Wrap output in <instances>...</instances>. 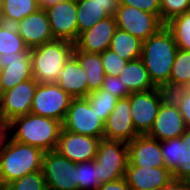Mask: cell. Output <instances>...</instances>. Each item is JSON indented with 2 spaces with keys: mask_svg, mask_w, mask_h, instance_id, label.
I'll return each mask as SVG.
<instances>
[{
  "mask_svg": "<svg viewBox=\"0 0 190 190\" xmlns=\"http://www.w3.org/2000/svg\"><path fill=\"white\" fill-rule=\"evenodd\" d=\"M167 96L168 92L159 87L130 94L131 117L140 135L150 131L159 108Z\"/></svg>",
  "mask_w": 190,
  "mask_h": 190,
  "instance_id": "obj_8",
  "label": "cell"
},
{
  "mask_svg": "<svg viewBox=\"0 0 190 190\" xmlns=\"http://www.w3.org/2000/svg\"><path fill=\"white\" fill-rule=\"evenodd\" d=\"M190 86V51L178 49L169 78V93Z\"/></svg>",
  "mask_w": 190,
  "mask_h": 190,
  "instance_id": "obj_25",
  "label": "cell"
},
{
  "mask_svg": "<svg viewBox=\"0 0 190 190\" xmlns=\"http://www.w3.org/2000/svg\"><path fill=\"white\" fill-rule=\"evenodd\" d=\"M165 26L171 31L178 49L190 51V11L171 18Z\"/></svg>",
  "mask_w": 190,
  "mask_h": 190,
  "instance_id": "obj_29",
  "label": "cell"
},
{
  "mask_svg": "<svg viewBox=\"0 0 190 190\" xmlns=\"http://www.w3.org/2000/svg\"><path fill=\"white\" fill-rule=\"evenodd\" d=\"M38 10L37 0H2L0 11L4 23L15 25L26 16Z\"/></svg>",
  "mask_w": 190,
  "mask_h": 190,
  "instance_id": "obj_26",
  "label": "cell"
},
{
  "mask_svg": "<svg viewBox=\"0 0 190 190\" xmlns=\"http://www.w3.org/2000/svg\"><path fill=\"white\" fill-rule=\"evenodd\" d=\"M124 178L130 190H157L165 186L173 175L166 167L127 166Z\"/></svg>",
  "mask_w": 190,
  "mask_h": 190,
  "instance_id": "obj_20",
  "label": "cell"
},
{
  "mask_svg": "<svg viewBox=\"0 0 190 190\" xmlns=\"http://www.w3.org/2000/svg\"><path fill=\"white\" fill-rule=\"evenodd\" d=\"M37 1L39 9L46 10L47 8L65 0H37Z\"/></svg>",
  "mask_w": 190,
  "mask_h": 190,
  "instance_id": "obj_44",
  "label": "cell"
},
{
  "mask_svg": "<svg viewBox=\"0 0 190 190\" xmlns=\"http://www.w3.org/2000/svg\"><path fill=\"white\" fill-rule=\"evenodd\" d=\"M62 123L56 119L29 113L10 121V137L23 144L31 145L44 152L54 151L59 139Z\"/></svg>",
  "mask_w": 190,
  "mask_h": 190,
  "instance_id": "obj_2",
  "label": "cell"
},
{
  "mask_svg": "<svg viewBox=\"0 0 190 190\" xmlns=\"http://www.w3.org/2000/svg\"><path fill=\"white\" fill-rule=\"evenodd\" d=\"M160 142L165 167L173 173L181 163H185L187 145L181 137Z\"/></svg>",
  "mask_w": 190,
  "mask_h": 190,
  "instance_id": "obj_28",
  "label": "cell"
},
{
  "mask_svg": "<svg viewBox=\"0 0 190 190\" xmlns=\"http://www.w3.org/2000/svg\"><path fill=\"white\" fill-rule=\"evenodd\" d=\"M8 190H47L42 170L24 175L7 185Z\"/></svg>",
  "mask_w": 190,
  "mask_h": 190,
  "instance_id": "obj_33",
  "label": "cell"
},
{
  "mask_svg": "<svg viewBox=\"0 0 190 190\" xmlns=\"http://www.w3.org/2000/svg\"><path fill=\"white\" fill-rule=\"evenodd\" d=\"M100 54L105 75L118 76L128 63L127 60L122 59L117 53L110 49H106Z\"/></svg>",
  "mask_w": 190,
  "mask_h": 190,
  "instance_id": "obj_35",
  "label": "cell"
},
{
  "mask_svg": "<svg viewBox=\"0 0 190 190\" xmlns=\"http://www.w3.org/2000/svg\"><path fill=\"white\" fill-rule=\"evenodd\" d=\"M86 98L104 123L119 100L116 96L102 89L90 92Z\"/></svg>",
  "mask_w": 190,
  "mask_h": 190,
  "instance_id": "obj_31",
  "label": "cell"
},
{
  "mask_svg": "<svg viewBox=\"0 0 190 190\" xmlns=\"http://www.w3.org/2000/svg\"><path fill=\"white\" fill-rule=\"evenodd\" d=\"M3 93H4V90H3L2 82H1V69H0V100L2 98Z\"/></svg>",
  "mask_w": 190,
  "mask_h": 190,
  "instance_id": "obj_45",
  "label": "cell"
},
{
  "mask_svg": "<svg viewBox=\"0 0 190 190\" xmlns=\"http://www.w3.org/2000/svg\"><path fill=\"white\" fill-rule=\"evenodd\" d=\"M178 46L171 31L164 25L142 42L140 59L152 83L169 93V78Z\"/></svg>",
  "mask_w": 190,
  "mask_h": 190,
  "instance_id": "obj_1",
  "label": "cell"
},
{
  "mask_svg": "<svg viewBox=\"0 0 190 190\" xmlns=\"http://www.w3.org/2000/svg\"><path fill=\"white\" fill-rule=\"evenodd\" d=\"M45 152L9 137L0 148V184L8 185L24 175L42 170Z\"/></svg>",
  "mask_w": 190,
  "mask_h": 190,
  "instance_id": "obj_3",
  "label": "cell"
},
{
  "mask_svg": "<svg viewBox=\"0 0 190 190\" xmlns=\"http://www.w3.org/2000/svg\"><path fill=\"white\" fill-rule=\"evenodd\" d=\"M157 190H190V181L172 178L165 186Z\"/></svg>",
  "mask_w": 190,
  "mask_h": 190,
  "instance_id": "obj_40",
  "label": "cell"
},
{
  "mask_svg": "<svg viewBox=\"0 0 190 190\" xmlns=\"http://www.w3.org/2000/svg\"><path fill=\"white\" fill-rule=\"evenodd\" d=\"M118 78L121 80L122 84L127 86L131 93L156 88L140 58L129 61L118 75Z\"/></svg>",
  "mask_w": 190,
  "mask_h": 190,
  "instance_id": "obj_22",
  "label": "cell"
},
{
  "mask_svg": "<svg viewBox=\"0 0 190 190\" xmlns=\"http://www.w3.org/2000/svg\"><path fill=\"white\" fill-rule=\"evenodd\" d=\"M120 5L135 7L155 14L160 19L161 0H120Z\"/></svg>",
  "mask_w": 190,
  "mask_h": 190,
  "instance_id": "obj_39",
  "label": "cell"
},
{
  "mask_svg": "<svg viewBox=\"0 0 190 190\" xmlns=\"http://www.w3.org/2000/svg\"><path fill=\"white\" fill-rule=\"evenodd\" d=\"M101 184L124 177L128 164L127 143L120 140L101 139L95 156Z\"/></svg>",
  "mask_w": 190,
  "mask_h": 190,
  "instance_id": "obj_5",
  "label": "cell"
},
{
  "mask_svg": "<svg viewBox=\"0 0 190 190\" xmlns=\"http://www.w3.org/2000/svg\"><path fill=\"white\" fill-rule=\"evenodd\" d=\"M19 52H30V48L25 45L14 25L3 23L0 25V55Z\"/></svg>",
  "mask_w": 190,
  "mask_h": 190,
  "instance_id": "obj_30",
  "label": "cell"
},
{
  "mask_svg": "<svg viewBox=\"0 0 190 190\" xmlns=\"http://www.w3.org/2000/svg\"><path fill=\"white\" fill-rule=\"evenodd\" d=\"M42 172L47 190H78L76 163L55 150L45 152Z\"/></svg>",
  "mask_w": 190,
  "mask_h": 190,
  "instance_id": "obj_9",
  "label": "cell"
},
{
  "mask_svg": "<svg viewBox=\"0 0 190 190\" xmlns=\"http://www.w3.org/2000/svg\"><path fill=\"white\" fill-rule=\"evenodd\" d=\"M78 190H97L101 183L95 160L76 164Z\"/></svg>",
  "mask_w": 190,
  "mask_h": 190,
  "instance_id": "obj_32",
  "label": "cell"
},
{
  "mask_svg": "<svg viewBox=\"0 0 190 190\" xmlns=\"http://www.w3.org/2000/svg\"><path fill=\"white\" fill-rule=\"evenodd\" d=\"M106 17L103 7L94 0H77L78 36Z\"/></svg>",
  "mask_w": 190,
  "mask_h": 190,
  "instance_id": "obj_27",
  "label": "cell"
},
{
  "mask_svg": "<svg viewBox=\"0 0 190 190\" xmlns=\"http://www.w3.org/2000/svg\"><path fill=\"white\" fill-rule=\"evenodd\" d=\"M1 6H2V0H0V10H1Z\"/></svg>",
  "mask_w": 190,
  "mask_h": 190,
  "instance_id": "obj_48",
  "label": "cell"
},
{
  "mask_svg": "<svg viewBox=\"0 0 190 190\" xmlns=\"http://www.w3.org/2000/svg\"><path fill=\"white\" fill-rule=\"evenodd\" d=\"M117 28L127 31L142 42L165 24L155 15L135 7L120 5L116 10Z\"/></svg>",
  "mask_w": 190,
  "mask_h": 190,
  "instance_id": "obj_10",
  "label": "cell"
},
{
  "mask_svg": "<svg viewBox=\"0 0 190 190\" xmlns=\"http://www.w3.org/2000/svg\"><path fill=\"white\" fill-rule=\"evenodd\" d=\"M54 39L75 43L78 39L77 0H65L46 10Z\"/></svg>",
  "mask_w": 190,
  "mask_h": 190,
  "instance_id": "obj_11",
  "label": "cell"
},
{
  "mask_svg": "<svg viewBox=\"0 0 190 190\" xmlns=\"http://www.w3.org/2000/svg\"><path fill=\"white\" fill-rule=\"evenodd\" d=\"M73 55L87 74L88 91L93 92L101 89L105 77L101 54L74 50Z\"/></svg>",
  "mask_w": 190,
  "mask_h": 190,
  "instance_id": "obj_23",
  "label": "cell"
},
{
  "mask_svg": "<svg viewBox=\"0 0 190 190\" xmlns=\"http://www.w3.org/2000/svg\"><path fill=\"white\" fill-rule=\"evenodd\" d=\"M186 11H190V0H161L160 20L165 24Z\"/></svg>",
  "mask_w": 190,
  "mask_h": 190,
  "instance_id": "obj_34",
  "label": "cell"
},
{
  "mask_svg": "<svg viewBox=\"0 0 190 190\" xmlns=\"http://www.w3.org/2000/svg\"><path fill=\"white\" fill-rule=\"evenodd\" d=\"M187 127L175 101L168 95L162 102L153 126L146 134L158 141L179 138Z\"/></svg>",
  "mask_w": 190,
  "mask_h": 190,
  "instance_id": "obj_12",
  "label": "cell"
},
{
  "mask_svg": "<svg viewBox=\"0 0 190 190\" xmlns=\"http://www.w3.org/2000/svg\"><path fill=\"white\" fill-rule=\"evenodd\" d=\"M56 84L72 98H86L88 91L87 74L72 55L58 74Z\"/></svg>",
  "mask_w": 190,
  "mask_h": 190,
  "instance_id": "obj_21",
  "label": "cell"
},
{
  "mask_svg": "<svg viewBox=\"0 0 190 190\" xmlns=\"http://www.w3.org/2000/svg\"><path fill=\"white\" fill-rule=\"evenodd\" d=\"M99 138L61 129L55 151L74 163L92 161L97 154Z\"/></svg>",
  "mask_w": 190,
  "mask_h": 190,
  "instance_id": "obj_13",
  "label": "cell"
},
{
  "mask_svg": "<svg viewBox=\"0 0 190 190\" xmlns=\"http://www.w3.org/2000/svg\"><path fill=\"white\" fill-rule=\"evenodd\" d=\"M99 3L108 16H115L116 10L120 7V0H94Z\"/></svg>",
  "mask_w": 190,
  "mask_h": 190,
  "instance_id": "obj_43",
  "label": "cell"
},
{
  "mask_svg": "<svg viewBox=\"0 0 190 190\" xmlns=\"http://www.w3.org/2000/svg\"><path fill=\"white\" fill-rule=\"evenodd\" d=\"M0 190H8V187L6 185L0 184Z\"/></svg>",
  "mask_w": 190,
  "mask_h": 190,
  "instance_id": "obj_46",
  "label": "cell"
},
{
  "mask_svg": "<svg viewBox=\"0 0 190 190\" xmlns=\"http://www.w3.org/2000/svg\"><path fill=\"white\" fill-rule=\"evenodd\" d=\"M117 29L115 16L98 21L93 27L81 32L74 43V50L88 53H103L109 49L111 39Z\"/></svg>",
  "mask_w": 190,
  "mask_h": 190,
  "instance_id": "obj_16",
  "label": "cell"
},
{
  "mask_svg": "<svg viewBox=\"0 0 190 190\" xmlns=\"http://www.w3.org/2000/svg\"><path fill=\"white\" fill-rule=\"evenodd\" d=\"M97 190H130L125 178L115 180L112 182L103 183Z\"/></svg>",
  "mask_w": 190,
  "mask_h": 190,
  "instance_id": "obj_41",
  "label": "cell"
},
{
  "mask_svg": "<svg viewBox=\"0 0 190 190\" xmlns=\"http://www.w3.org/2000/svg\"><path fill=\"white\" fill-rule=\"evenodd\" d=\"M109 49L129 62L141 57L142 41L127 31L117 28L111 39Z\"/></svg>",
  "mask_w": 190,
  "mask_h": 190,
  "instance_id": "obj_24",
  "label": "cell"
},
{
  "mask_svg": "<svg viewBox=\"0 0 190 190\" xmlns=\"http://www.w3.org/2000/svg\"><path fill=\"white\" fill-rule=\"evenodd\" d=\"M38 82L33 78L5 91L0 100V111L9 122L30 113Z\"/></svg>",
  "mask_w": 190,
  "mask_h": 190,
  "instance_id": "obj_14",
  "label": "cell"
},
{
  "mask_svg": "<svg viewBox=\"0 0 190 190\" xmlns=\"http://www.w3.org/2000/svg\"><path fill=\"white\" fill-rule=\"evenodd\" d=\"M10 130V122L6 120L0 111V148L8 141Z\"/></svg>",
  "mask_w": 190,
  "mask_h": 190,
  "instance_id": "obj_42",
  "label": "cell"
},
{
  "mask_svg": "<svg viewBox=\"0 0 190 190\" xmlns=\"http://www.w3.org/2000/svg\"><path fill=\"white\" fill-rule=\"evenodd\" d=\"M138 135L131 117L130 95L120 98L104 123V138L128 143Z\"/></svg>",
  "mask_w": 190,
  "mask_h": 190,
  "instance_id": "obj_15",
  "label": "cell"
},
{
  "mask_svg": "<svg viewBox=\"0 0 190 190\" xmlns=\"http://www.w3.org/2000/svg\"><path fill=\"white\" fill-rule=\"evenodd\" d=\"M101 89L111 93L119 99L126 98L131 94L127 86L122 84L118 76L105 75Z\"/></svg>",
  "mask_w": 190,
  "mask_h": 190,
  "instance_id": "obj_38",
  "label": "cell"
},
{
  "mask_svg": "<svg viewBox=\"0 0 190 190\" xmlns=\"http://www.w3.org/2000/svg\"><path fill=\"white\" fill-rule=\"evenodd\" d=\"M181 140L187 145L185 163H181L180 166L172 173L173 178L190 181V129L180 136Z\"/></svg>",
  "mask_w": 190,
  "mask_h": 190,
  "instance_id": "obj_37",
  "label": "cell"
},
{
  "mask_svg": "<svg viewBox=\"0 0 190 190\" xmlns=\"http://www.w3.org/2000/svg\"><path fill=\"white\" fill-rule=\"evenodd\" d=\"M72 99L56 83H38L30 113L63 123Z\"/></svg>",
  "mask_w": 190,
  "mask_h": 190,
  "instance_id": "obj_7",
  "label": "cell"
},
{
  "mask_svg": "<svg viewBox=\"0 0 190 190\" xmlns=\"http://www.w3.org/2000/svg\"><path fill=\"white\" fill-rule=\"evenodd\" d=\"M15 28L28 48L55 40L45 10H38L16 23Z\"/></svg>",
  "mask_w": 190,
  "mask_h": 190,
  "instance_id": "obj_19",
  "label": "cell"
},
{
  "mask_svg": "<svg viewBox=\"0 0 190 190\" xmlns=\"http://www.w3.org/2000/svg\"><path fill=\"white\" fill-rule=\"evenodd\" d=\"M168 95L177 104L186 127L190 129V86L174 90Z\"/></svg>",
  "mask_w": 190,
  "mask_h": 190,
  "instance_id": "obj_36",
  "label": "cell"
},
{
  "mask_svg": "<svg viewBox=\"0 0 190 190\" xmlns=\"http://www.w3.org/2000/svg\"><path fill=\"white\" fill-rule=\"evenodd\" d=\"M62 129L71 133L104 138V122L87 98H73L67 110Z\"/></svg>",
  "mask_w": 190,
  "mask_h": 190,
  "instance_id": "obj_6",
  "label": "cell"
},
{
  "mask_svg": "<svg viewBox=\"0 0 190 190\" xmlns=\"http://www.w3.org/2000/svg\"><path fill=\"white\" fill-rule=\"evenodd\" d=\"M3 23H4V21H3V18H2V13L0 11V25H2Z\"/></svg>",
  "mask_w": 190,
  "mask_h": 190,
  "instance_id": "obj_47",
  "label": "cell"
},
{
  "mask_svg": "<svg viewBox=\"0 0 190 190\" xmlns=\"http://www.w3.org/2000/svg\"><path fill=\"white\" fill-rule=\"evenodd\" d=\"M75 45L55 39L30 49L33 78L38 83H56L60 70L73 55Z\"/></svg>",
  "mask_w": 190,
  "mask_h": 190,
  "instance_id": "obj_4",
  "label": "cell"
},
{
  "mask_svg": "<svg viewBox=\"0 0 190 190\" xmlns=\"http://www.w3.org/2000/svg\"><path fill=\"white\" fill-rule=\"evenodd\" d=\"M1 82L4 92L33 79L30 52L0 55Z\"/></svg>",
  "mask_w": 190,
  "mask_h": 190,
  "instance_id": "obj_18",
  "label": "cell"
},
{
  "mask_svg": "<svg viewBox=\"0 0 190 190\" xmlns=\"http://www.w3.org/2000/svg\"><path fill=\"white\" fill-rule=\"evenodd\" d=\"M127 147V166L165 167L160 141L150 138L146 134L138 135L127 143Z\"/></svg>",
  "mask_w": 190,
  "mask_h": 190,
  "instance_id": "obj_17",
  "label": "cell"
}]
</instances>
